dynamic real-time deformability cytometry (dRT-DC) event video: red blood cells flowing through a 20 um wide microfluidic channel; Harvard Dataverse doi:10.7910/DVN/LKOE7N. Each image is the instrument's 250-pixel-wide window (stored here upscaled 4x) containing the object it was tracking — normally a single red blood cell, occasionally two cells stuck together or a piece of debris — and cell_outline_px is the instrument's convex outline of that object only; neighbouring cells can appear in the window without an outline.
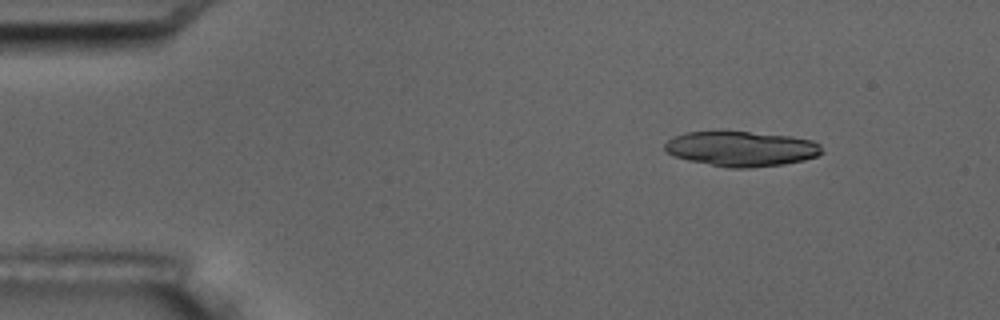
{"species": "common noctule bat (a hibernating species)", "species_latin": "Nyctalus noctula", "temperature_condition": "room temperature", "stored_images_in_passage": 4, "camera_frame_rate_fps": 3000, "um_per_image_px": 0.085, "animal": {"sex": "male", "body_mass_g": 17.5, "forearm_length_mm": 52.3}, "frame": {"image": 1, "passage_image": 2, "time_ms": 1.333, "image_size_px": [1000, 320], "cell_outline_px": [[824, 152], [816, 156], [804, 160], [784, 164], [748, 168], [728, 168], [688, 160], [672, 156], [664, 148], [664, 144], [668, 140], [684, 132], [716, 128], [720, 128], [788, 136], [812, 140], [820, 144]], "centroid_in_image_um": [62.96, 12.6], "position_along_channel_um": 22.0, "area_um2": 33.06}}